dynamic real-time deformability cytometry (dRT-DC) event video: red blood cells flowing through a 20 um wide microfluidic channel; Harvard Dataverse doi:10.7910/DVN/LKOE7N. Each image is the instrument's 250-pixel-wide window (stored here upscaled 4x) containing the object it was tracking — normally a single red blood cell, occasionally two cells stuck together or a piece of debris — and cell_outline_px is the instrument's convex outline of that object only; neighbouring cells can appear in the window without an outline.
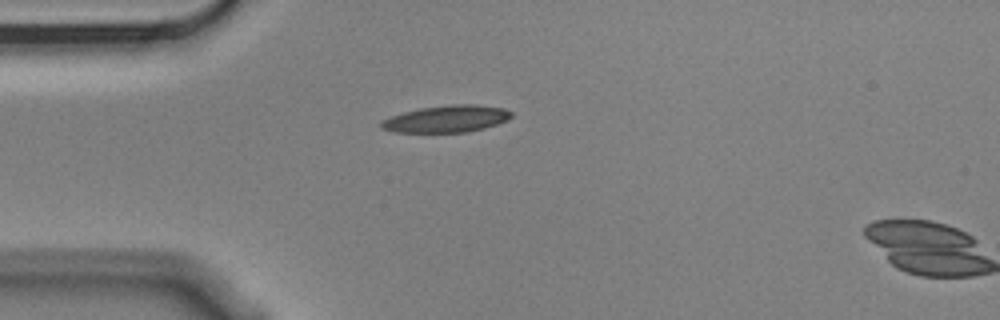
{"species": "Egyptian fruit bat (a non-hibernating species)", "species_latin": "Rousettus aegyptiacus", "temperature_condition": "cold", "stored_images_in_passage": 2, "camera_frame_rate_fps": 3000, "um_per_image_px": 0.085, "animal": {"sex": "male"}, "frame": {"image": 1, "passage_image": 1, "time_ms": 0.0, "image_size_px": [1000, 320], "cell_outline_px": [[512, 116], [508, 120], [484, 128], [468, 132], [396, 132], [380, 128], [380, 120], [404, 112], [420, 108], [452, 104], [476, 104], [504, 108], [512, 112]], "centroid_in_image_um": [37.97, 10.1], "position_along_channel_um": 47.0, "area_um2": 20.46}}